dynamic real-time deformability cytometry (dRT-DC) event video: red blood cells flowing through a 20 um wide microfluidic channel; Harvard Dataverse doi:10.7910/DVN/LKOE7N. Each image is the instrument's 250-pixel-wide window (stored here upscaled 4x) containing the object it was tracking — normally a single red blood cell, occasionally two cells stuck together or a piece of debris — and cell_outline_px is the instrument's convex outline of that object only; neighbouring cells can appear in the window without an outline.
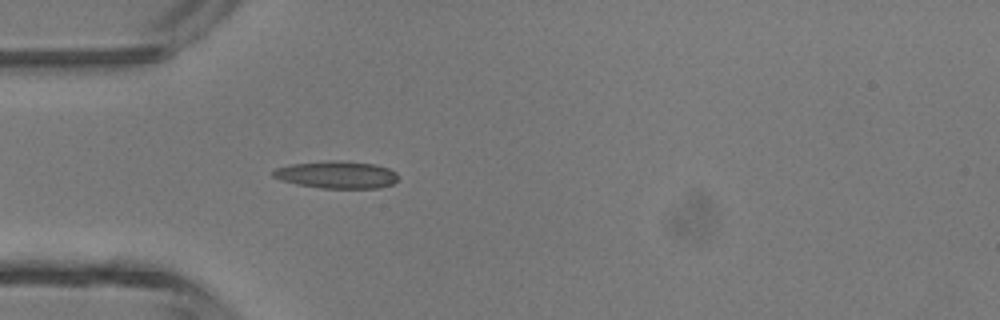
{"species": "common noctule bat (a hibernating species)", "species_latin": "Nyctalus noctula", "temperature_condition": "room temperature", "stored_images_in_passage": 1, "camera_frame_rate_fps": 3000, "um_per_image_px": 0.085, "animal": {"sex": "male", "body_mass_g": 13.3}, "frame": {"image": 1, "passage_image": 1, "time_ms": 0.0, "image_size_px": [1000, 320], "cell_outline_px": [[396, 180], [392, 184], [380, 188], [320, 188], [296, 184], [280, 180], [272, 176], [272, 172], [276, 168], [292, 164], [328, 160], [340, 160], [376, 164], [388, 168], [396, 172]], "centroid_in_image_um": [28.6, 14.85], "position_along_channel_um": 56.4, "area_um2": 20.0}}